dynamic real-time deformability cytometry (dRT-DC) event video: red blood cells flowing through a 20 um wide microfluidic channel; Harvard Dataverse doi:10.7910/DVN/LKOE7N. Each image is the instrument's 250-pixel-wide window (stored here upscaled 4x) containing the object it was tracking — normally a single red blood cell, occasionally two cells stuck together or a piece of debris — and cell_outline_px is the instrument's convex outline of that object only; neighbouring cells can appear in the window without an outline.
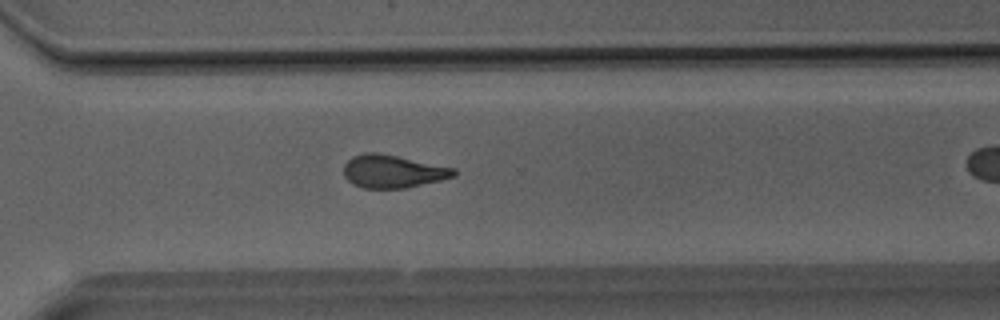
{"species": "Egyptian fruit bat (a non-hibernating species)", "species_latin": "Rousettus aegyptiacus", "temperature_condition": "room temperature", "stored_images_in_passage": 20, "camera_frame_rate_fps": 3000, "um_per_image_px": 0.085, "animal": {"sex": "male"}, "frame": {"image": 1, "passage_image": 17, "time_ms": 5.333, "image_size_px": [1000, 320], "cell_outline_px": [[456, 176], [440, 180], [404, 188], [364, 188], [352, 184], [344, 176], [344, 164], [352, 156], [364, 152], [380, 152], [456, 168]], "centroid_in_image_um": [33.38, 14.55], "position_along_channel_um": 337.2, "area_um2": 21.27}}